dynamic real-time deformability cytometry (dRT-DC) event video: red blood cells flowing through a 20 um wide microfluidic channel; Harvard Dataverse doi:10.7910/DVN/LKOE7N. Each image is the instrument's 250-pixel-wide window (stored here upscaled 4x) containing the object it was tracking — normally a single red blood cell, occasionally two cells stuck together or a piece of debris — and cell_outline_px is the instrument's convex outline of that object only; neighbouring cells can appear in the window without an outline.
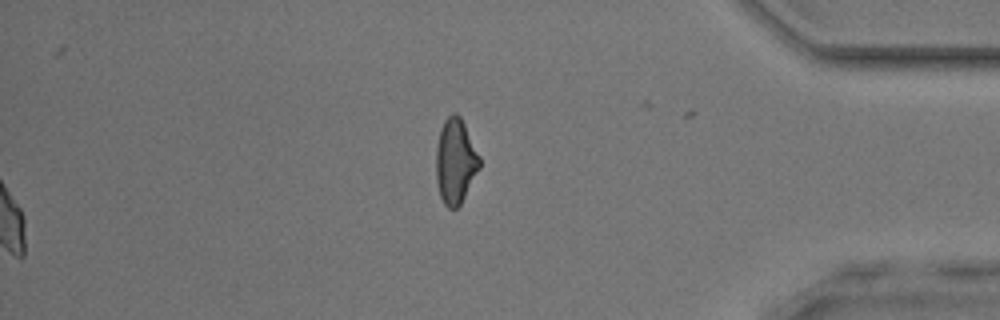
{"species": "common noctule bat (a hibernating species)", "species_latin": "Nyctalus noctula", "temperature_condition": "room temperature", "stored_images_in_passage": 51, "segment_of_instrument_passage": [2, 2], "camera_frame_rate_fps": 3000, "um_per_image_px": 0.085, "animal": {"sex": "male", "body_mass_g": 17.9, "forearm_length_mm": 54.2}, "frame": {"image": 1, "passage_image": 51, "time_ms": 16.667, "image_size_px": [1000, 320], "cell_outline_px": [[480, 168], [460, 204], [456, 208], [448, 208], [444, 204], [440, 196], [436, 180], [436, 148], [440, 128], [444, 120], [452, 112], [456, 112], [460, 116], [480, 156]], "centroid_in_image_um": [38.7, 13.69], "position_along_channel_um": 396.5, "area_um2": 21.56}}